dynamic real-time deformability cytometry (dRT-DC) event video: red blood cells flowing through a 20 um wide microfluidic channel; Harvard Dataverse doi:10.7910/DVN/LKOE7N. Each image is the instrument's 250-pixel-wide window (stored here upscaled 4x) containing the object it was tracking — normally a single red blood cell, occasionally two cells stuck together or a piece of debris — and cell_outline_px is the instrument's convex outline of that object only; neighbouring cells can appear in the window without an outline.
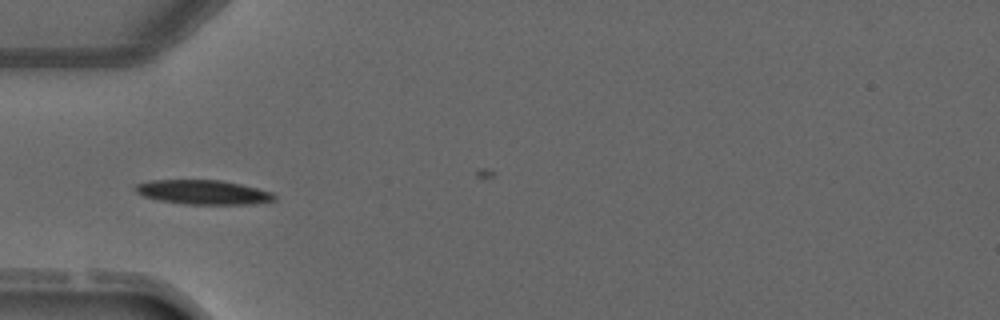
{"species": "common noctule bat (a hibernating species)", "species_latin": "Nyctalus noctula", "temperature_condition": "warm", "stored_images_in_passage": 4, "camera_frame_rate_fps": 3000, "um_per_image_px": 0.085, "animal": {"sex": "male", "forearm_length_mm": 52.5}, "frame": {"image": 1, "passage_image": 4, "time_ms": 3.667, "image_size_px": [1000, 320], "cell_outline_px": [[276, 200], [252, 204], [184, 204], [160, 200], [144, 196], [136, 192], [132, 188], [136, 184], [152, 180], [220, 180], [240, 184], [272, 192], [276, 196]], "centroid_in_image_um": [17.26, 16.34], "position_along_channel_um": 67.7, "area_um2": 19.65}}